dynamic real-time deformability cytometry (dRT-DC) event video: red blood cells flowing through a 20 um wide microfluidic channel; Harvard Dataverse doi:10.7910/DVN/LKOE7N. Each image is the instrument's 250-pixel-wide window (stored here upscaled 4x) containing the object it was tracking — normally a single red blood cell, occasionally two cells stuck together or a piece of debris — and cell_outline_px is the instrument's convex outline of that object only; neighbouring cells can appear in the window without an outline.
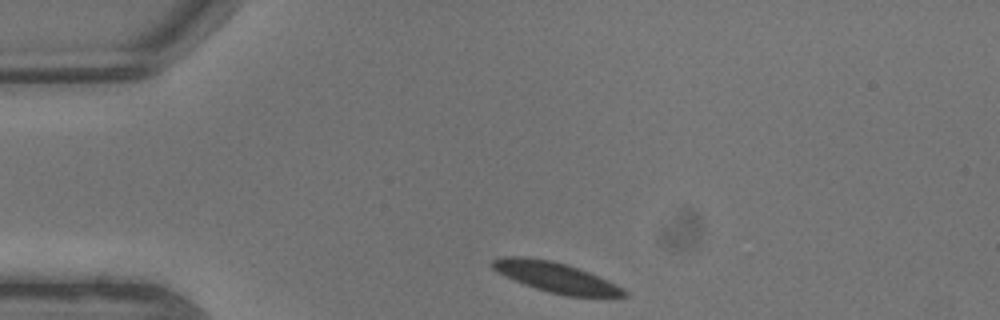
{"species": "common noctule bat (a hibernating species)", "species_latin": "Nyctalus noctula", "temperature_condition": "warm", "stored_images_in_passage": 4, "camera_frame_rate_fps": 3000, "um_per_image_px": 0.085, "animal": {"sex": "male", "body_mass_g": 13.3}, "frame": {"image": 1, "passage_image": 1, "time_ms": 0.0, "image_size_px": [1000, 320], "cell_outline_px": [[628, 296], [568, 296], [548, 292], [524, 284], [504, 276], [492, 268], [488, 264], [492, 260], [504, 256], [516, 256], [552, 260], [568, 264], [580, 268], [616, 284], [624, 288], [628, 292]], "centroid_in_image_um": [47.22, 23.56], "position_along_channel_um": 37.8, "area_um2": 23.18}}
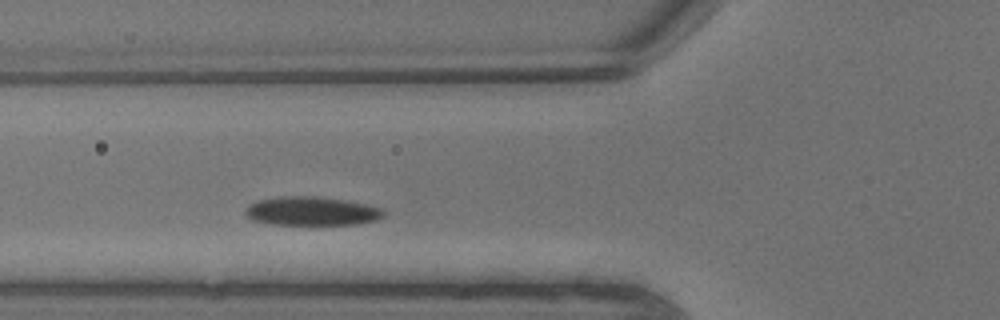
{"frame": {"image": 2, "passage_image": 4, "time_ms": 1.0, "image_size_px": [1000, 320], "cell_outline_px": [[384, 216], [376, 220], [356, 224], [268, 224], [252, 220], [244, 212], [248, 204], [256, 200], [280, 196], [320, 196], [368, 204], [384, 208]], "centroid_in_image_um": [26.48, 17.93], "position_along_channel_um": 99.3, "area_um2": 23.41}}